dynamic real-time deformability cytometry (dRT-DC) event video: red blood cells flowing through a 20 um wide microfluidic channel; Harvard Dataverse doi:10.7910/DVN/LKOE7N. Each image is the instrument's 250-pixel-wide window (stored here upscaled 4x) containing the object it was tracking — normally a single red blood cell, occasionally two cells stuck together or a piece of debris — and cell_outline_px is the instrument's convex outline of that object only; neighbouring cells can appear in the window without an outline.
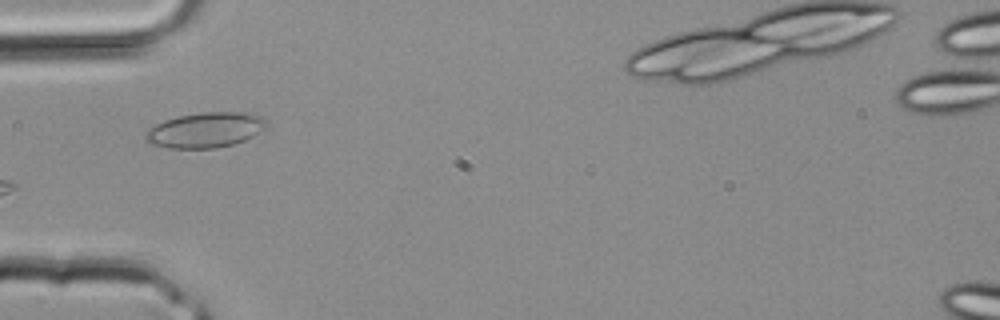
{"species": "common noctule bat (a hibernating species)", "species_latin": "Nyctalus noctula", "temperature_condition": "room temperature", "stored_images_in_passage": 2, "camera_frame_rate_fps": 3000, "um_per_image_px": 0.085, "animal": {"sex": "male", "body_mass_g": 20.4}, "frame": {"image": 1, "passage_image": 2, "time_ms": 0.333, "image_size_px": [1000, 320], "cell_outline_px": [[268, 124], [264, 128], [252, 136], [244, 140], [232, 144], [216, 148], [168, 148], [152, 144], [144, 140], [144, 132], [156, 124], [164, 120], [180, 116], [200, 112], [252, 112], [264, 116]], "centroid_in_image_um": [17.46, 11.04], "position_along_channel_um": 67.5, "area_um2": 24.97}}